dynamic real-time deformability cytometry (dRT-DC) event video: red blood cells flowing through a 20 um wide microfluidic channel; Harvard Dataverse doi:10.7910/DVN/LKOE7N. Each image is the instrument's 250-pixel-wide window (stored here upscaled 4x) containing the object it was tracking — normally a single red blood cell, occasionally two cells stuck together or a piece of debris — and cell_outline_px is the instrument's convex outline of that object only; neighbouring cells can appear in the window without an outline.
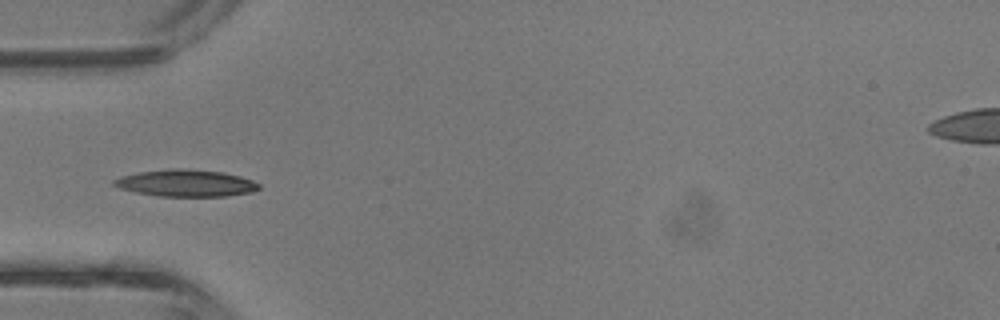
{"species": "common noctule bat (a hibernating species)", "species_latin": "Nyctalus noctula", "temperature_condition": "room temperature", "stored_images_in_passage": 4, "camera_frame_rate_fps": 3000, "um_per_image_px": 0.085, "animal": {"sex": "male", "body_mass_g": 13.3}, "frame": {"image": 1, "passage_image": 4, "time_ms": 1.0, "image_size_px": [1000, 320], "cell_outline_px": [[260, 188], [252, 192], [228, 196], [160, 196], [136, 192], [120, 188], [112, 184], [112, 180], [120, 176], [140, 172], [168, 168], [180, 168], [224, 172], [240, 176], [252, 180], [260, 184]], "centroid_in_image_um": [15.81, 15.56], "position_along_channel_um": 69.2, "area_um2": 22.77}}